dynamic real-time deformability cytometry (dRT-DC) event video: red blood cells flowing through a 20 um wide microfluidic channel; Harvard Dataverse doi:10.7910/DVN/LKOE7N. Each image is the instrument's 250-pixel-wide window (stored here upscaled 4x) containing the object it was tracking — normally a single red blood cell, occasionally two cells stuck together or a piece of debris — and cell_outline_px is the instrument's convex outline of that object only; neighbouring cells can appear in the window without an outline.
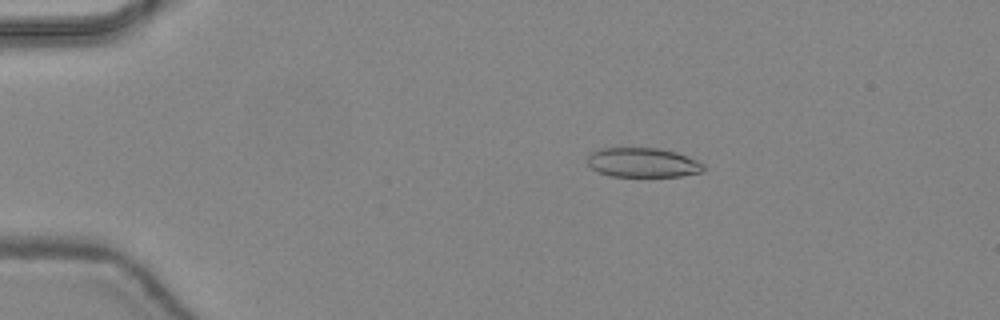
{"species": "common noctule bat (a hibernating species)", "species_latin": "Nyctalus noctula", "temperature_condition": "warm", "stored_images_in_passage": 47, "camera_frame_rate_fps": 3000, "um_per_image_px": 0.085, "animal": {"sex": "female", "body_mass_g": 24.6, "forearm_length_mm": 56.2}, "frame": {"image": 1, "passage_image": 10, "time_ms": 3.0, "image_size_px": [1000, 320], "cell_outline_px": [[704, 172], [680, 176], [608, 176], [596, 172], [588, 164], [588, 156], [592, 152], [600, 148], [660, 148], [676, 152], [696, 160], [704, 164]], "centroid_in_image_um": [54.63, 13.82], "position_along_channel_um": 30.4, "area_um2": 20.0}}
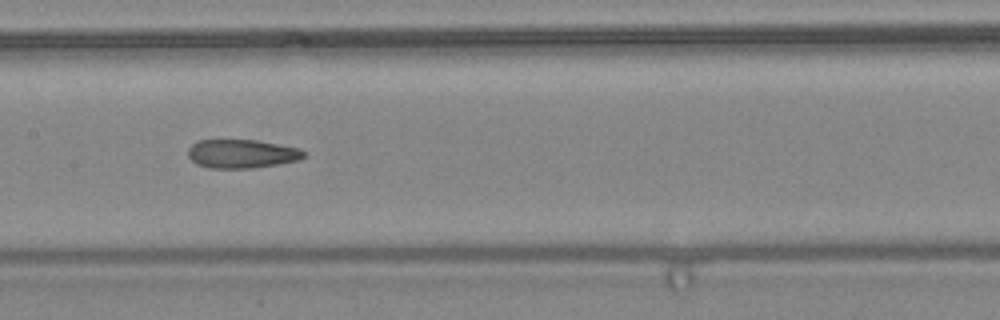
{"frame": {"image": 2, "passage_image": 25, "time_ms": 8.0, "image_size_px": [1000, 320], "cell_outline_px": [[308, 152], [300, 160], [276, 164], [248, 168], [208, 168], [196, 164], [188, 156], [188, 148], [196, 140], [256, 140], [300, 148]], "centroid_in_image_um": [20.55, 13.06], "position_along_channel_um": 186.9, "area_um2": 19.42}}
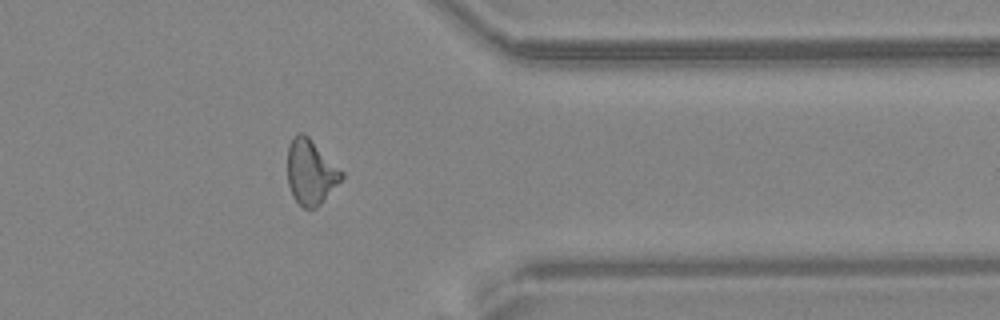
{"frame": {"image": 3, "passage_image": 39, "time_ms": 12.667, "image_size_px": [1000, 320], "cell_outline_px": [[344, 176], [324, 200], [316, 208], [304, 208], [292, 196], [288, 184], [288, 148], [292, 136], [300, 132], [304, 132], [344, 172]], "centroid_in_image_um": [26.4, 14.61], "position_along_channel_um": 385.0, "area_um2": 20.4}, "authors_computed_cell_mechanics": {"area_um2": 20.519, "velocity_mm_per_s": 4.4587, "shape_relaxation_time_tau1_ms": null, "shape_relaxation_time_tau2_ms": 2.7434, "deformation_change_tau1": null, "deformation_change_tau2": 0.1167}}